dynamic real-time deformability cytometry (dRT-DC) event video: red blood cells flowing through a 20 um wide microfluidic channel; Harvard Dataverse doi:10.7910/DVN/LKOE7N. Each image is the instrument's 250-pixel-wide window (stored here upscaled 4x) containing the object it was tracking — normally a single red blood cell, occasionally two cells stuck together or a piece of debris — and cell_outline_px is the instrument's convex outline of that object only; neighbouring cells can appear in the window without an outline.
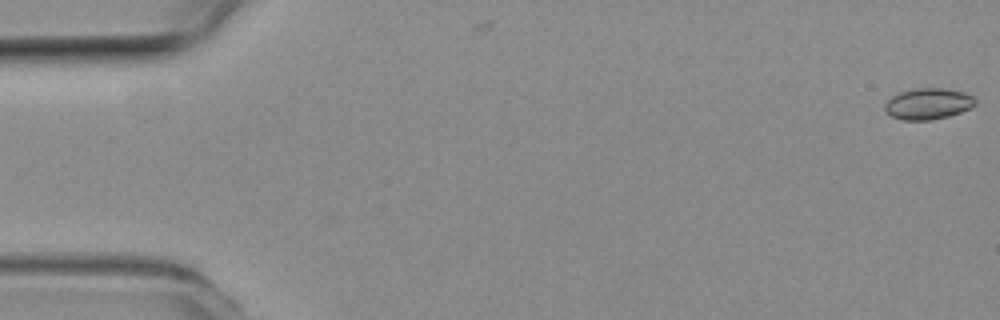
{"species": "common noctule bat (a hibernating species)", "species_latin": "Nyctalus noctula", "temperature_condition": "room temperature", "stored_images_in_passage": 54, "camera_frame_rate_fps": 3000, "um_per_image_px": 0.085, "animal": {"sex": "female", "body_mass_g": 19.3, "forearm_length_mm": 54.1}, "frame": {"image": 1, "passage_image": 1, "time_ms": 0.0, "image_size_px": [1000, 320], "cell_outline_px": [[976, 104], [972, 108], [948, 116], [928, 120], [904, 120], [892, 116], [884, 108], [884, 104], [892, 96], [900, 92], [916, 88], [944, 88], [964, 92], [972, 96], [976, 100]], "centroid_in_image_um": [78.91, 8.81], "position_along_channel_um": 6.1, "area_um2": 16.36}}
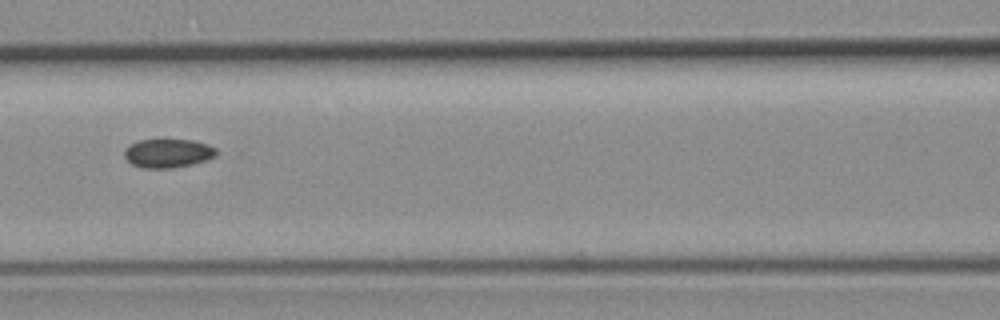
{"frame": {"image": 2, "passage_image": 24, "time_ms": 7.667, "image_size_px": [1000, 320], "cell_outline_px": [[216, 156], [192, 164], [172, 168], [140, 168], [132, 164], [124, 156], [124, 152], [132, 144], [140, 140], [192, 140], [208, 144], [216, 148]], "centroid_in_image_um": [14.29, 13.03], "position_along_channel_um": 152.3, "area_um2": 15.2}}
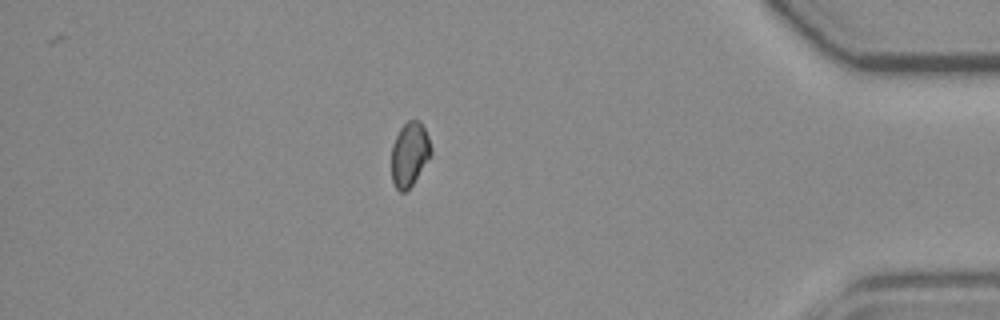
{"frame": {"image": 3, "passage_image": 47, "time_ms": 15.333, "image_size_px": [1000, 320], "cell_outline_px": [[432, 152], [412, 184], [404, 192], [400, 192], [396, 188], [392, 180], [392, 144], [400, 128], [408, 120], [420, 120], [428, 136], [432, 148]], "centroid_in_image_um": [34.81, 13.08], "position_along_channel_um": 400.4, "area_um2": 14.57}}